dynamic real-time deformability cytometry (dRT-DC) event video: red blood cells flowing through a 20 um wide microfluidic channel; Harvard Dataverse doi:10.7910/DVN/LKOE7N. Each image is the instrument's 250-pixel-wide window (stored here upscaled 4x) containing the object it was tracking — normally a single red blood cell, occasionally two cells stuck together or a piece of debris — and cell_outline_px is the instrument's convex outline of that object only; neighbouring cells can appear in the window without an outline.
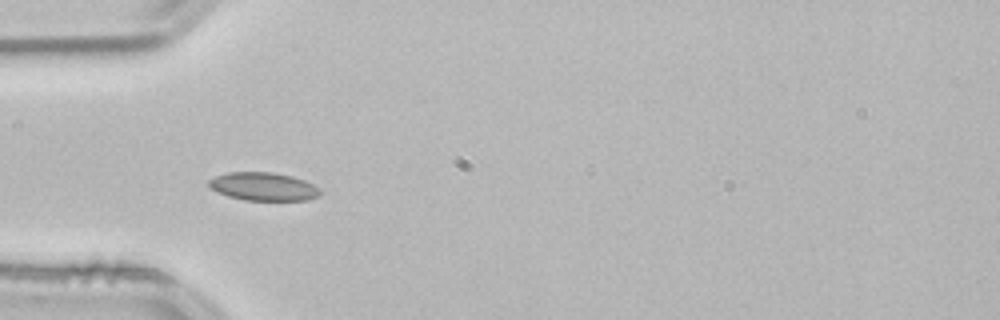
{"species": "common noctule bat (a hibernating species)", "species_latin": "Nyctalus noctula", "temperature_condition": "room temperature", "stored_images_in_passage": 38, "camera_frame_rate_fps": 3000, "um_per_image_px": 0.085, "animal": {"sex": "male", "body_mass_g": 21.5, "forearm_length_mm": 52.0}, "frame": {"image": 1, "passage_image": 1, "time_ms": 0.0, "image_size_px": [1000, 320], "cell_outline_px": [[320, 196], [308, 200], [244, 200], [228, 196], [212, 188], [208, 184], [208, 180], [216, 176], [228, 172], [272, 172], [292, 176], [304, 180], [320, 188]], "centroid_in_image_um": [22.42, 15.85], "position_along_channel_um": 62.6, "area_um2": 18.21}, "authors_computed_cell_mechanics": {"area_um2": 17.4845, "velocity_mm_per_s": 3.7975, "shape_relaxation_time_tau1_ms": 5.631, "shape_relaxation_time_tau2_ms": 2.4212, "deformation_change_tau1": 0.0665, "deformation_change_tau2": 0.0389}}